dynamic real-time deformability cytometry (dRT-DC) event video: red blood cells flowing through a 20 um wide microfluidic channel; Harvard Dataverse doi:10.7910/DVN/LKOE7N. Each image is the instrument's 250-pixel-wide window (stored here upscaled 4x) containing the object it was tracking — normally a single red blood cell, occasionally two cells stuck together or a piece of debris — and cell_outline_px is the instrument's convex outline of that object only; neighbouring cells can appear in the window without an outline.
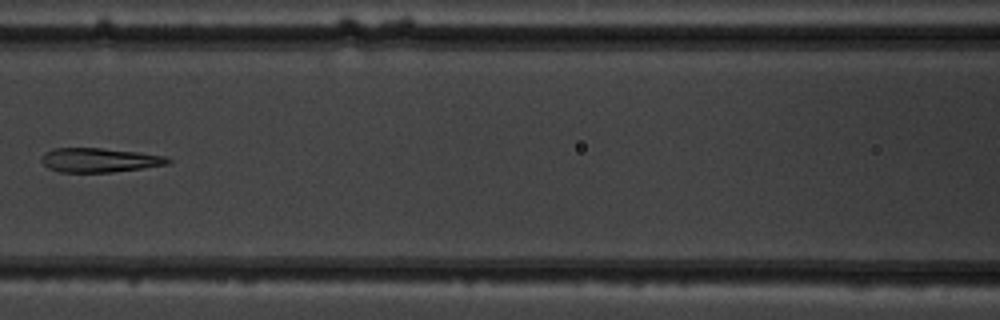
{"species": "common noctule bat (a hibernating species)", "species_latin": "Nyctalus noctula", "temperature_condition": "warm", "stored_images_in_passage": 8, "camera_frame_rate_fps": 3000, "um_per_image_px": 0.085, "animal": {"sex": "male", "body_mass_g": 19.5, "forearm_length_mm": 54.6}, "frame": {"image": 1, "passage_image": 7, "time_ms": 7.0, "image_size_px": [1000, 320], "cell_outline_px": [[172, 160], [168, 164], [112, 172], [60, 172], [48, 168], [40, 160], [40, 156], [44, 152], [52, 148], [100, 148], [136, 152], [168, 156]], "centroid_in_image_um": [8.41, 13.6], "position_along_channel_um": 158.2, "area_um2": 17.86}}
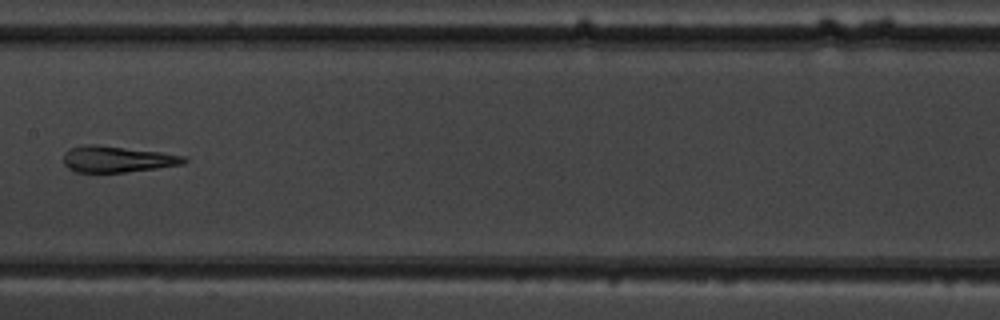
{"frame": {"image": 2, "passage_image": 8, "time_ms": 8.0, "image_size_px": [1000, 320], "cell_outline_px": [[188, 160], [184, 164], [156, 168], [124, 172], [76, 172], [68, 168], [64, 164], [64, 152], [72, 148], [88, 144], [96, 144], [160, 152], [184, 156]], "centroid_in_image_um": [9.96, 13.53], "position_along_channel_um": 197.4, "area_um2": 18.26}}